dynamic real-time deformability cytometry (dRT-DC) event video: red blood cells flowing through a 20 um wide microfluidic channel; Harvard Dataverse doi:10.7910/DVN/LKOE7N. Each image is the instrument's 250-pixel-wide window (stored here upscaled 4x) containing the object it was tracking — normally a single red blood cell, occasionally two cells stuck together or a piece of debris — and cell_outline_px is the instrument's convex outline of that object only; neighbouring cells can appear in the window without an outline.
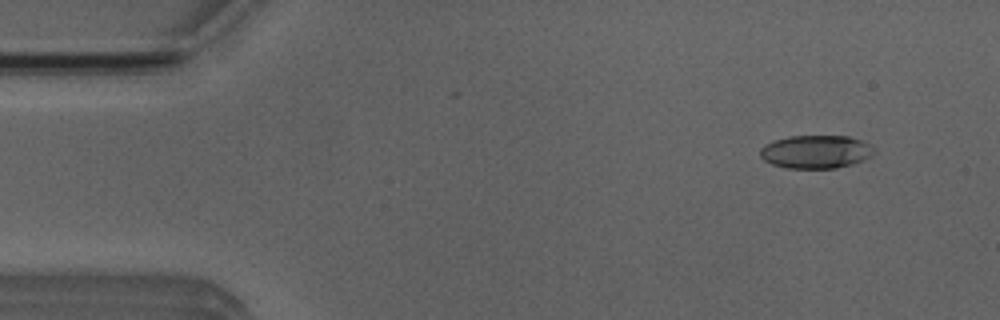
{"species": "Egyptian fruit bat (a non-hibernating species)", "species_latin": "Rousettus aegyptiacus", "temperature_condition": "room temperature", "stored_images_in_passage": 5, "camera_frame_rate_fps": 3000, "um_per_image_px": 0.085, "animal": {"sex": "male"}, "frame": {"image": 1, "passage_image": 2, "time_ms": 1.0, "image_size_px": [1000, 320], "cell_outline_px": [[872, 156], [864, 160], [852, 164], [836, 168], [784, 168], [772, 164], [764, 160], [760, 156], [760, 148], [764, 144], [772, 140], [788, 136], [848, 136], [860, 140], [868, 144], [872, 148]], "centroid_in_image_um": [69.29, 12.9], "position_along_channel_um": 15.7, "area_um2": 22.08}}